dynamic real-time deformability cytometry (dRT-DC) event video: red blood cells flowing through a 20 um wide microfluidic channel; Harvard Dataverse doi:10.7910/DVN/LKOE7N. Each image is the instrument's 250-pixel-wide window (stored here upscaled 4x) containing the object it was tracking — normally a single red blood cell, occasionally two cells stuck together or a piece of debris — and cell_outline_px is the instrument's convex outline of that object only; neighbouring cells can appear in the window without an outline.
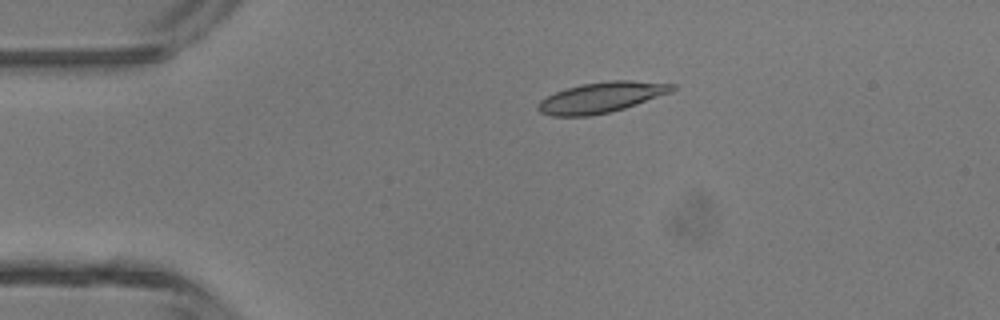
{"species": "common noctule bat (a hibernating species)", "species_latin": "Nyctalus noctula", "temperature_condition": "room temperature", "stored_images_in_passage": 3, "camera_frame_rate_fps": 3000, "um_per_image_px": 0.085, "animal": {"sex": "male", "body_mass_g": 13.3}, "frame": {"image": 1, "passage_image": 2, "time_ms": 0.333, "image_size_px": [1000, 320], "cell_outline_px": [[676, 88], [672, 92], [624, 108], [592, 116], [552, 116], [540, 112], [536, 108], [536, 104], [540, 100], [564, 88], [580, 84], [608, 80], [632, 80], [676, 84]], "centroid_in_image_um": [51.1, 8.27], "position_along_channel_um": 33.9, "area_um2": 24.04}}